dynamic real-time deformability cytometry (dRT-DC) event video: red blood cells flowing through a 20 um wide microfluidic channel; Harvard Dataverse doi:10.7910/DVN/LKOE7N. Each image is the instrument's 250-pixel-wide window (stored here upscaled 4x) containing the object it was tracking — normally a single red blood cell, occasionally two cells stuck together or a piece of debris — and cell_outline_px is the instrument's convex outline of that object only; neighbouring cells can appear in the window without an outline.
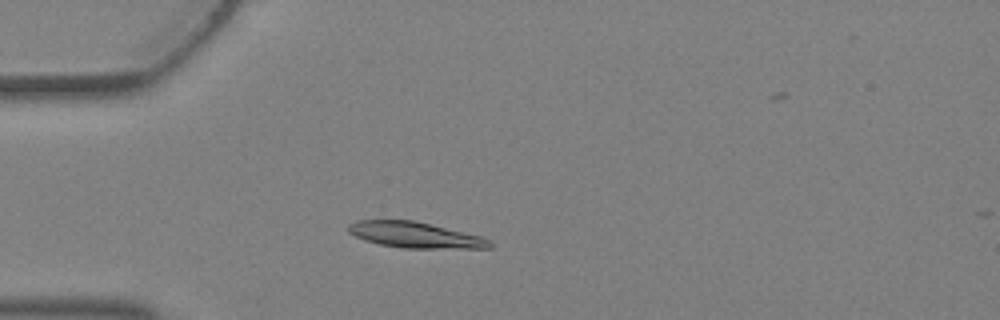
{"species": "Egyptian fruit bat (a non-hibernating species)", "species_latin": "Rousettus aegyptiacus", "temperature_condition": "warm", "stored_images_in_passage": 3, "camera_frame_rate_fps": 3000, "um_per_image_px": 0.085, "animal": {"sex": "female"}, "frame": {"image": 1, "passage_image": 3, "time_ms": 0.667, "image_size_px": [1000, 320], "cell_outline_px": [[492, 248], [404, 248], [380, 244], [364, 240], [348, 232], [348, 224], [356, 220], [416, 220], [480, 236], [488, 240], [492, 244]], "centroid_in_image_um": [35.25, 19.96], "position_along_channel_um": 49.7, "area_um2": 21.21}}